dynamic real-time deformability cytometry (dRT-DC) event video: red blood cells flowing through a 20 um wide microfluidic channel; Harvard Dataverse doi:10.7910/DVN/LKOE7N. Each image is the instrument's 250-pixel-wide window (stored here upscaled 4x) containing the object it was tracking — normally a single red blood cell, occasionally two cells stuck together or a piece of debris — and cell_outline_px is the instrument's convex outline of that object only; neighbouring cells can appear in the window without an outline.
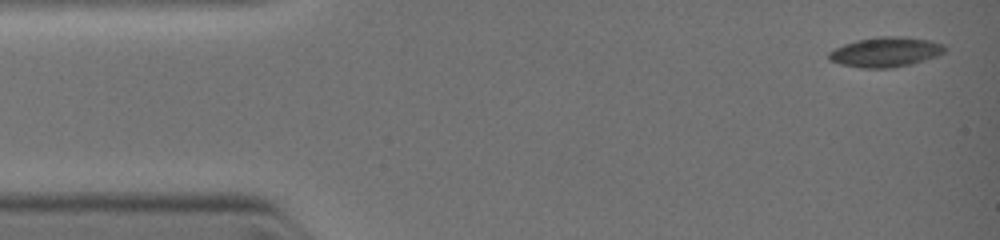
{"species": "common noctule bat (a hibernating species)", "species_latin": "Nyctalus noctula", "temperature_condition": "warm", "stored_images_in_passage": 5, "camera_frame_rate_fps": 3000, "um_per_image_px": 0.085, "animal": {"sex": "female", "body_mass_g": 19.0, "forearm_length_mm": 51.5}, "frame": {"image": 1, "passage_image": 1, "time_ms": 0.0, "image_size_px": [1000, 240], "cell_outline_px": [[948, 48], [944, 52], [936, 56], [912, 64], [888, 68], [860, 68], [840, 64], [828, 60], [828, 52], [844, 44], [856, 40], [876, 36], [904, 36], [928, 40], [944, 44]], "centroid_in_image_um": [75.27, 4.41], "position_along_channel_um": 9.7, "area_um2": 20.35}}
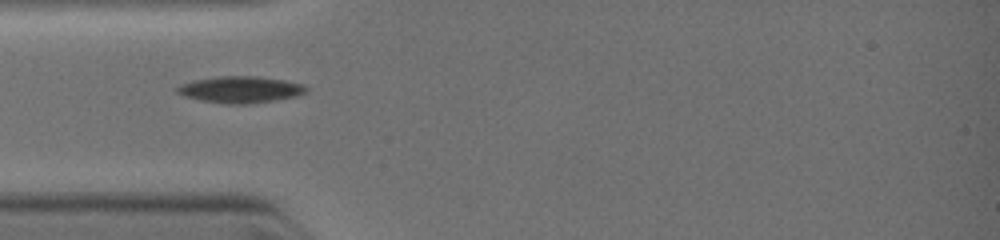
{"frame": {"image": 2, "passage_image": 4, "time_ms": 3.0, "image_size_px": [1000, 240], "cell_outline_px": [[308, 88], [304, 92], [296, 96], [252, 104], [224, 104], [200, 100], [184, 96], [176, 92], [176, 88], [180, 84], [192, 80], [220, 76], [256, 76], [284, 80], [304, 84]], "centroid_in_image_um": [20.4, 7.61], "position_along_channel_um": 64.6, "area_um2": 20.06}}